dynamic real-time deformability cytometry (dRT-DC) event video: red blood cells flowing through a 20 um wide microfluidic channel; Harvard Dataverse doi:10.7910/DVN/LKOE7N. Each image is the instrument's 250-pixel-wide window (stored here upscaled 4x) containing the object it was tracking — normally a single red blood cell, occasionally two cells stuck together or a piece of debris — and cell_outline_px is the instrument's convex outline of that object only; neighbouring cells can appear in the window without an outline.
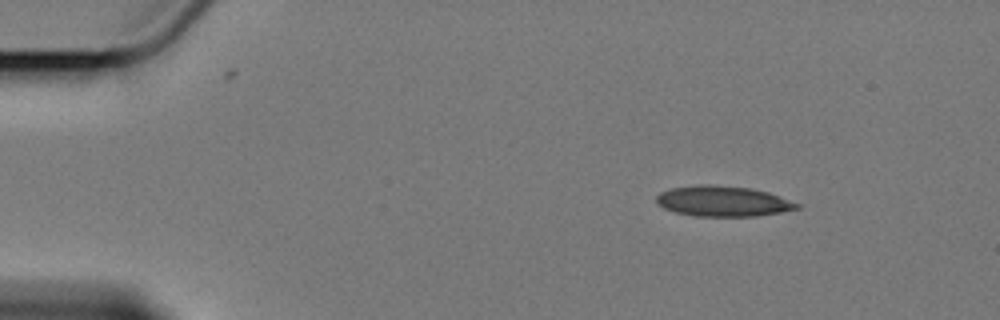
{"species": "Egyptian fruit bat (a non-hibernating species)", "species_latin": "Rousettus aegyptiacus", "temperature_condition": "cold", "stored_images_in_passage": 6, "camera_frame_rate_fps": 3000, "um_per_image_px": 0.085, "animal": {"sex": "female"}, "frame": {"image": 1, "passage_image": 1, "time_ms": 0.0, "image_size_px": [1000, 320], "cell_outline_px": [[800, 208], [780, 212], [756, 216], [692, 216], [676, 212], [664, 208], [656, 204], [656, 196], [660, 192], [672, 188], [696, 184], [708, 184], [748, 188], [768, 192], [780, 196], [800, 204]], "centroid_in_image_um": [61.42, 17.1], "position_along_channel_um": 23.6, "area_um2": 24.97}}
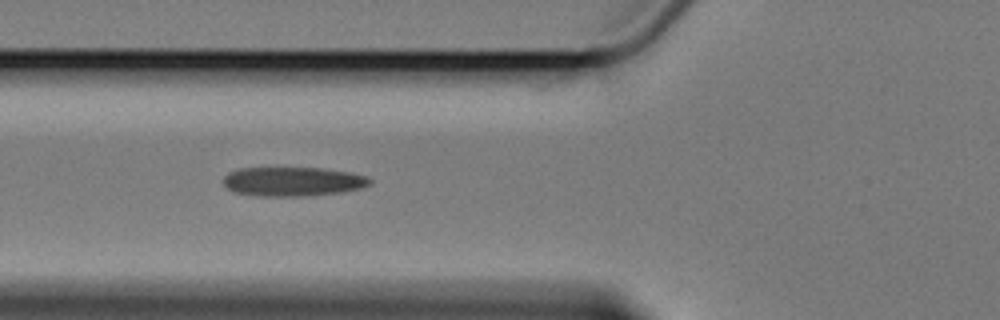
{"frame": {"image": 2, "passage_image": 5, "time_ms": 4.667, "image_size_px": [1000, 320], "cell_outline_px": [[372, 184], [360, 188], [340, 192], [308, 196], [260, 196], [232, 192], [224, 184], [224, 176], [228, 172], [240, 168], [324, 168], [352, 172], [368, 176], [372, 180]], "centroid_in_image_um": [24.91, 15.43], "position_along_channel_um": 100.9, "area_um2": 25.14}}
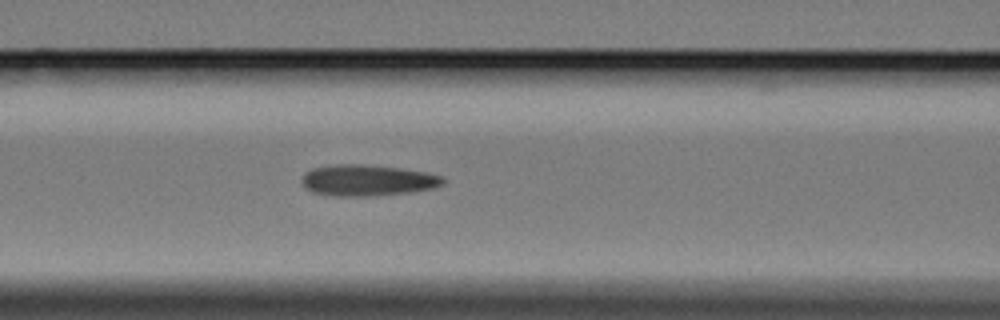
{"frame": {"image": 3, "passage_image": 6, "time_ms": 5.667, "image_size_px": [1000, 320], "cell_outline_px": [[444, 184], [432, 188], [408, 192], [368, 196], [336, 196], [312, 192], [304, 188], [304, 172], [312, 168], [336, 164], [360, 164], [400, 168], [428, 172], [440, 176], [444, 180]], "centroid_in_image_um": [31.22, 15.32], "position_along_channel_um": 135.4, "area_um2": 25.43}}